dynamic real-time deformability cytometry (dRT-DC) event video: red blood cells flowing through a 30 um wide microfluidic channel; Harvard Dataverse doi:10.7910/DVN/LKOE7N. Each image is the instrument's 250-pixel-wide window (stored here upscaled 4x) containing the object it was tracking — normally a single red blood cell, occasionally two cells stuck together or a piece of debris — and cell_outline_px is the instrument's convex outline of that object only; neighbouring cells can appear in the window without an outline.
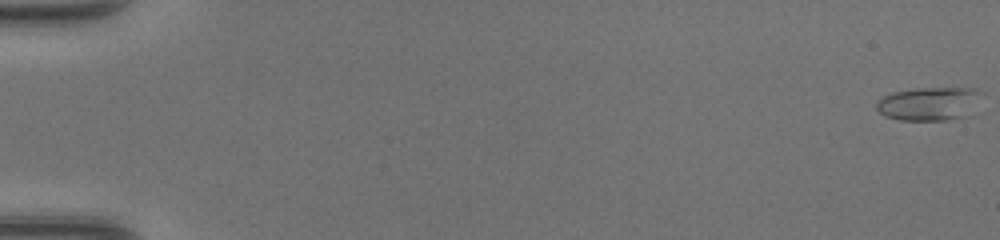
{"species": "common noctule bat (a hibernating species)", "species_latin": "Nyctalus noctula", "temperature_condition": "warm", "stored_images_in_passage": 15, "camera_frame_rate_fps": 3000, "um_per_image_px": 0.085, "animal": {"sex": "female", "body_mass_g": 17.0, "forearm_length_mm": 48.0}, "frame": {"image": 1, "passage_image": 1, "time_ms": 0.0, "image_size_px": [1000, 240], "cell_outline_px": [[976, 92], [968, 116], [948, 120], [900, 120], [884, 116], [876, 108], [876, 104], [884, 96], [892, 92], [916, 88], [976, 88]], "centroid_in_image_um": [78.84, 8.83], "position_along_channel_um": 6.2, "area_um2": 19.83}}
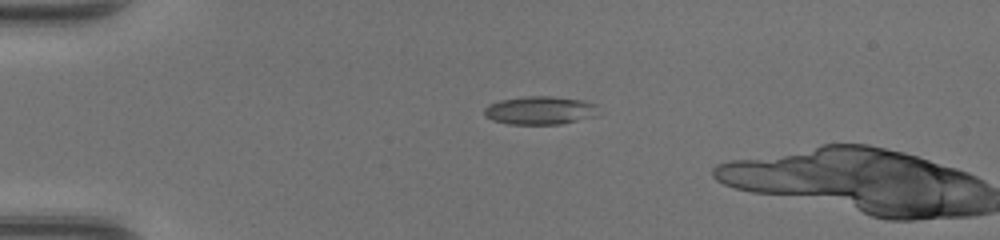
{"frame": {"image": 2, "passage_image": 13, "time_ms": 4.0, "image_size_px": [1000, 240], "cell_outline_px": [[600, 116], [560, 124], [508, 124], [492, 120], [484, 116], [484, 108], [488, 104], [500, 100], [524, 96], [552, 96], [584, 100], [600, 104]], "centroid_in_image_um": [45.99, 9.38], "position_along_channel_um": 39.0, "area_um2": 19.42}}